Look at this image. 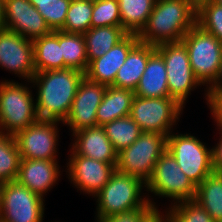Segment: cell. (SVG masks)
Returning a JSON list of instances; mask_svg holds the SVG:
<instances>
[{
	"label": "cell",
	"mask_w": 222,
	"mask_h": 222,
	"mask_svg": "<svg viewBox=\"0 0 222 222\" xmlns=\"http://www.w3.org/2000/svg\"><path fill=\"white\" fill-rule=\"evenodd\" d=\"M84 73L72 68L35 73L30 83L36 86L39 119L63 123L67 118Z\"/></svg>",
	"instance_id": "6da1fadb"
},
{
	"label": "cell",
	"mask_w": 222,
	"mask_h": 222,
	"mask_svg": "<svg viewBox=\"0 0 222 222\" xmlns=\"http://www.w3.org/2000/svg\"><path fill=\"white\" fill-rule=\"evenodd\" d=\"M197 11L185 0H156L139 42L159 45L179 42L196 25Z\"/></svg>",
	"instance_id": "7a4b0ae2"
},
{
	"label": "cell",
	"mask_w": 222,
	"mask_h": 222,
	"mask_svg": "<svg viewBox=\"0 0 222 222\" xmlns=\"http://www.w3.org/2000/svg\"><path fill=\"white\" fill-rule=\"evenodd\" d=\"M144 185V186H143ZM146 184L136 176L115 171L102 190L95 195L97 198V216L101 220L118 213L142 208L148 201L154 208L158 207L151 199L140 196ZM156 206V207H155Z\"/></svg>",
	"instance_id": "3957f363"
},
{
	"label": "cell",
	"mask_w": 222,
	"mask_h": 222,
	"mask_svg": "<svg viewBox=\"0 0 222 222\" xmlns=\"http://www.w3.org/2000/svg\"><path fill=\"white\" fill-rule=\"evenodd\" d=\"M30 88L14 81L0 82V132L15 135L37 121Z\"/></svg>",
	"instance_id": "277c9868"
},
{
	"label": "cell",
	"mask_w": 222,
	"mask_h": 222,
	"mask_svg": "<svg viewBox=\"0 0 222 222\" xmlns=\"http://www.w3.org/2000/svg\"><path fill=\"white\" fill-rule=\"evenodd\" d=\"M166 149L165 135L142 132L134 143L117 154L116 171L136 176L146 184L156 162Z\"/></svg>",
	"instance_id": "5b68a950"
},
{
	"label": "cell",
	"mask_w": 222,
	"mask_h": 222,
	"mask_svg": "<svg viewBox=\"0 0 222 222\" xmlns=\"http://www.w3.org/2000/svg\"><path fill=\"white\" fill-rule=\"evenodd\" d=\"M188 51L191 69L199 82L209 88L218 77L222 43L197 24L181 40Z\"/></svg>",
	"instance_id": "8992f818"
},
{
	"label": "cell",
	"mask_w": 222,
	"mask_h": 222,
	"mask_svg": "<svg viewBox=\"0 0 222 222\" xmlns=\"http://www.w3.org/2000/svg\"><path fill=\"white\" fill-rule=\"evenodd\" d=\"M178 166L197 187L214 172L213 149L207 148L191 134H173L167 137V149Z\"/></svg>",
	"instance_id": "52a82bcc"
},
{
	"label": "cell",
	"mask_w": 222,
	"mask_h": 222,
	"mask_svg": "<svg viewBox=\"0 0 222 222\" xmlns=\"http://www.w3.org/2000/svg\"><path fill=\"white\" fill-rule=\"evenodd\" d=\"M155 49L162 55L165 63L170 97L185 107L191 91L202 85L191 69L185 44L182 41L165 42L156 45Z\"/></svg>",
	"instance_id": "ba28073f"
},
{
	"label": "cell",
	"mask_w": 222,
	"mask_h": 222,
	"mask_svg": "<svg viewBox=\"0 0 222 222\" xmlns=\"http://www.w3.org/2000/svg\"><path fill=\"white\" fill-rule=\"evenodd\" d=\"M183 108L172 97L143 98L135 95L129 116L142 132H155L168 137Z\"/></svg>",
	"instance_id": "9c48e42d"
},
{
	"label": "cell",
	"mask_w": 222,
	"mask_h": 222,
	"mask_svg": "<svg viewBox=\"0 0 222 222\" xmlns=\"http://www.w3.org/2000/svg\"><path fill=\"white\" fill-rule=\"evenodd\" d=\"M145 186L146 191L154 193L155 196L169 197L174 201L173 204L195 200L196 197V186L188 179L168 150L159 157Z\"/></svg>",
	"instance_id": "30bf717a"
},
{
	"label": "cell",
	"mask_w": 222,
	"mask_h": 222,
	"mask_svg": "<svg viewBox=\"0 0 222 222\" xmlns=\"http://www.w3.org/2000/svg\"><path fill=\"white\" fill-rule=\"evenodd\" d=\"M44 201L16 180L4 182L0 195V222H42Z\"/></svg>",
	"instance_id": "8fae6325"
},
{
	"label": "cell",
	"mask_w": 222,
	"mask_h": 222,
	"mask_svg": "<svg viewBox=\"0 0 222 222\" xmlns=\"http://www.w3.org/2000/svg\"><path fill=\"white\" fill-rule=\"evenodd\" d=\"M56 120L38 119L14 137L21 159L57 160L58 125Z\"/></svg>",
	"instance_id": "7c38bea8"
},
{
	"label": "cell",
	"mask_w": 222,
	"mask_h": 222,
	"mask_svg": "<svg viewBox=\"0 0 222 222\" xmlns=\"http://www.w3.org/2000/svg\"><path fill=\"white\" fill-rule=\"evenodd\" d=\"M0 67L30 82L36 73L32 40L0 28Z\"/></svg>",
	"instance_id": "4fadbf2b"
},
{
	"label": "cell",
	"mask_w": 222,
	"mask_h": 222,
	"mask_svg": "<svg viewBox=\"0 0 222 222\" xmlns=\"http://www.w3.org/2000/svg\"><path fill=\"white\" fill-rule=\"evenodd\" d=\"M107 86L84 77L72 102L70 112L63 122L72 133L97 127L96 112L101 104Z\"/></svg>",
	"instance_id": "5bb4252c"
},
{
	"label": "cell",
	"mask_w": 222,
	"mask_h": 222,
	"mask_svg": "<svg viewBox=\"0 0 222 222\" xmlns=\"http://www.w3.org/2000/svg\"><path fill=\"white\" fill-rule=\"evenodd\" d=\"M69 155L66 172H68L70 182H73L74 186L85 194L91 193L90 196L97 195L116 171L114 164L78 155L73 150Z\"/></svg>",
	"instance_id": "9a60e30c"
},
{
	"label": "cell",
	"mask_w": 222,
	"mask_h": 222,
	"mask_svg": "<svg viewBox=\"0 0 222 222\" xmlns=\"http://www.w3.org/2000/svg\"><path fill=\"white\" fill-rule=\"evenodd\" d=\"M3 28L32 41L51 32L30 0H5Z\"/></svg>",
	"instance_id": "2e32d148"
},
{
	"label": "cell",
	"mask_w": 222,
	"mask_h": 222,
	"mask_svg": "<svg viewBox=\"0 0 222 222\" xmlns=\"http://www.w3.org/2000/svg\"><path fill=\"white\" fill-rule=\"evenodd\" d=\"M139 42L137 34H128L103 56L89 62L85 77L90 81L112 86L119 68L126 61L130 50Z\"/></svg>",
	"instance_id": "e0dca14e"
},
{
	"label": "cell",
	"mask_w": 222,
	"mask_h": 222,
	"mask_svg": "<svg viewBox=\"0 0 222 222\" xmlns=\"http://www.w3.org/2000/svg\"><path fill=\"white\" fill-rule=\"evenodd\" d=\"M57 160L21 159L16 181L42 198L61 175Z\"/></svg>",
	"instance_id": "ac0fdd59"
},
{
	"label": "cell",
	"mask_w": 222,
	"mask_h": 222,
	"mask_svg": "<svg viewBox=\"0 0 222 222\" xmlns=\"http://www.w3.org/2000/svg\"><path fill=\"white\" fill-rule=\"evenodd\" d=\"M73 136L75 140L71 148L76 154L116 166L118 153L102 126L80 130Z\"/></svg>",
	"instance_id": "d6986e66"
},
{
	"label": "cell",
	"mask_w": 222,
	"mask_h": 222,
	"mask_svg": "<svg viewBox=\"0 0 222 222\" xmlns=\"http://www.w3.org/2000/svg\"><path fill=\"white\" fill-rule=\"evenodd\" d=\"M155 45L138 42L127 55L126 61L117 71L112 86L135 91Z\"/></svg>",
	"instance_id": "ffe728a7"
},
{
	"label": "cell",
	"mask_w": 222,
	"mask_h": 222,
	"mask_svg": "<svg viewBox=\"0 0 222 222\" xmlns=\"http://www.w3.org/2000/svg\"><path fill=\"white\" fill-rule=\"evenodd\" d=\"M134 93L143 98L170 97L165 63L157 50L149 56L145 71Z\"/></svg>",
	"instance_id": "44dd1931"
},
{
	"label": "cell",
	"mask_w": 222,
	"mask_h": 222,
	"mask_svg": "<svg viewBox=\"0 0 222 222\" xmlns=\"http://www.w3.org/2000/svg\"><path fill=\"white\" fill-rule=\"evenodd\" d=\"M135 93L128 89L107 86L96 116L97 125L103 126L113 120L128 116Z\"/></svg>",
	"instance_id": "7402d4cb"
},
{
	"label": "cell",
	"mask_w": 222,
	"mask_h": 222,
	"mask_svg": "<svg viewBox=\"0 0 222 222\" xmlns=\"http://www.w3.org/2000/svg\"><path fill=\"white\" fill-rule=\"evenodd\" d=\"M35 72L64 69V59L59 45V31H51L32 41Z\"/></svg>",
	"instance_id": "603a6c76"
},
{
	"label": "cell",
	"mask_w": 222,
	"mask_h": 222,
	"mask_svg": "<svg viewBox=\"0 0 222 222\" xmlns=\"http://www.w3.org/2000/svg\"><path fill=\"white\" fill-rule=\"evenodd\" d=\"M127 35L128 33L121 26L90 28L83 34L88 63L93 59L103 56Z\"/></svg>",
	"instance_id": "cb8c5ba5"
},
{
	"label": "cell",
	"mask_w": 222,
	"mask_h": 222,
	"mask_svg": "<svg viewBox=\"0 0 222 222\" xmlns=\"http://www.w3.org/2000/svg\"><path fill=\"white\" fill-rule=\"evenodd\" d=\"M198 202L215 222H222V174L213 172L196 187Z\"/></svg>",
	"instance_id": "d4e9b609"
},
{
	"label": "cell",
	"mask_w": 222,
	"mask_h": 222,
	"mask_svg": "<svg viewBox=\"0 0 222 222\" xmlns=\"http://www.w3.org/2000/svg\"><path fill=\"white\" fill-rule=\"evenodd\" d=\"M156 0H118L121 27L128 34H139L146 26Z\"/></svg>",
	"instance_id": "484cf974"
},
{
	"label": "cell",
	"mask_w": 222,
	"mask_h": 222,
	"mask_svg": "<svg viewBox=\"0 0 222 222\" xmlns=\"http://www.w3.org/2000/svg\"><path fill=\"white\" fill-rule=\"evenodd\" d=\"M59 45L64 59V69L72 68L85 73L89 63L83 34L60 30Z\"/></svg>",
	"instance_id": "4316f807"
},
{
	"label": "cell",
	"mask_w": 222,
	"mask_h": 222,
	"mask_svg": "<svg viewBox=\"0 0 222 222\" xmlns=\"http://www.w3.org/2000/svg\"><path fill=\"white\" fill-rule=\"evenodd\" d=\"M117 153L134 143L141 135V128L128 115L102 126Z\"/></svg>",
	"instance_id": "83f0119b"
},
{
	"label": "cell",
	"mask_w": 222,
	"mask_h": 222,
	"mask_svg": "<svg viewBox=\"0 0 222 222\" xmlns=\"http://www.w3.org/2000/svg\"><path fill=\"white\" fill-rule=\"evenodd\" d=\"M21 156L14 135L0 132V180L15 181L20 167Z\"/></svg>",
	"instance_id": "f1b7e54d"
},
{
	"label": "cell",
	"mask_w": 222,
	"mask_h": 222,
	"mask_svg": "<svg viewBox=\"0 0 222 222\" xmlns=\"http://www.w3.org/2000/svg\"><path fill=\"white\" fill-rule=\"evenodd\" d=\"M93 2L72 0L62 31L84 34L91 28Z\"/></svg>",
	"instance_id": "f546056e"
},
{
	"label": "cell",
	"mask_w": 222,
	"mask_h": 222,
	"mask_svg": "<svg viewBox=\"0 0 222 222\" xmlns=\"http://www.w3.org/2000/svg\"><path fill=\"white\" fill-rule=\"evenodd\" d=\"M72 0L30 1L46 21L51 31L63 29L67 11Z\"/></svg>",
	"instance_id": "4dcf8cb0"
},
{
	"label": "cell",
	"mask_w": 222,
	"mask_h": 222,
	"mask_svg": "<svg viewBox=\"0 0 222 222\" xmlns=\"http://www.w3.org/2000/svg\"><path fill=\"white\" fill-rule=\"evenodd\" d=\"M172 205L170 210L166 211L171 222H215L195 200L182 201Z\"/></svg>",
	"instance_id": "1f68e13d"
},
{
	"label": "cell",
	"mask_w": 222,
	"mask_h": 222,
	"mask_svg": "<svg viewBox=\"0 0 222 222\" xmlns=\"http://www.w3.org/2000/svg\"><path fill=\"white\" fill-rule=\"evenodd\" d=\"M196 24L222 43V6L213 0L197 10Z\"/></svg>",
	"instance_id": "d6a6232c"
},
{
	"label": "cell",
	"mask_w": 222,
	"mask_h": 222,
	"mask_svg": "<svg viewBox=\"0 0 222 222\" xmlns=\"http://www.w3.org/2000/svg\"><path fill=\"white\" fill-rule=\"evenodd\" d=\"M107 26H121L118 0L93 2L91 28Z\"/></svg>",
	"instance_id": "836d02e7"
},
{
	"label": "cell",
	"mask_w": 222,
	"mask_h": 222,
	"mask_svg": "<svg viewBox=\"0 0 222 222\" xmlns=\"http://www.w3.org/2000/svg\"><path fill=\"white\" fill-rule=\"evenodd\" d=\"M157 210L148 201L142 208L118 213L97 222H146Z\"/></svg>",
	"instance_id": "e575fe53"
},
{
	"label": "cell",
	"mask_w": 222,
	"mask_h": 222,
	"mask_svg": "<svg viewBox=\"0 0 222 222\" xmlns=\"http://www.w3.org/2000/svg\"><path fill=\"white\" fill-rule=\"evenodd\" d=\"M205 97L213 119L219 127L217 129L222 131V93H206Z\"/></svg>",
	"instance_id": "d590c367"
},
{
	"label": "cell",
	"mask_w": 222,
	"mask_h": 222,
	"mask_svg": "<svg viewBox=\"0 0 222 222\" xmlns=\"http://www.w3.org/2000/svg\"><path fill=\"white\" fill-rule=\"evenodd\" d=\"M221 137L215 147H213V168L214 172L222 174V131Z\"/></svg>",
	"instance_id": "8d00e7d4"
},
{
	"label": "cell",
	"mask_w": 222,
	"mask_h": 222,
	"mask_svg": "<svg viewBox=\"0 0 222 222\" xmlns=\"http://www.w3.org/2000/svg\"><path fill=\"white\" fill-rule=\"evenodd\" d=\"M206 89V93H222V61L218 77L216 78L215 82L209 88L206 87Z\"/></svg>",
	"instance_id": "74e56055"
},
{
	"label": "cell",
	"mask_w": 222,
	"mask_h": 222,
	"mask_svg": "<svg viewBox=\"0 0 222 222\" xmlns=\"http://www.w3.org/2000/svg\"><path fill=\"white\" fill-rule=\"evenodd\" d=\"M157 210L146 222H171L167 213L165 216Z\"/></svg>",
	"instance_id": "f35d334b"
},
{
	"label": "cell",
	"mask_w": 222,
	"mask_h": 222,
	"mask_svg": "<svg viewBox=\"0 0 222 222\" xmlns=\"http://www.w3.org/2000/svg\"><path fill=\"white\" fill-rule=\"evenodd\" d=\"M189 3L196 11L204 4L209 3L212 0H185Z\"/></svg>",
	"instance_id": "ab89813d"
},
{
	"label": "cell",
	"mask_w": 222,
	"mask_h": 222,
	"mask_svg": "<svg viewBox=\"0 0 222 222\" xmlns=\"http://www.w3.org/2000/svg\"><path fill=\"white\" fill-rule=\"evenodd\" d=\"M4 2L5 0H0V28H3L4 22Z\"/></svg>",
	"instance_id": "60d3db41"
},
{
	"label": "cell",
	"mask_w": 222,
	"mask_h": 222,
	"mask_svg": "<svg viewBox=\"0 0 222 222\" xmlns=\"http://www.w3.org/2000/svg\"><path fill=\"white\" fill-rule=\"evenodd\" d=\"M215 3L219 4L220 6H222V0H213Z\"/></svg>",
	"instance_id": "b9f144b4"
},
{
	"label": "cell",
	"mask_w": 222,
	"mask_h": 222,
	"mask_svg": "<svg viewBox=\"0 0 222 222\" xmlns=\"http://www.w3.org/2000/svg\"><path fill=\"white\" fill-rule=\"evenodd\" d=\"M2 186H3V182L0 180V195H1Z\"/></svg>",
	"instance_id": "7bdbcfd3"
},
{
	"label": "cell",
	"mask_w": 222,
	"mask_h": 222,
	"mask_svg": "<svg viewBox=\"0 0 222 222\" xmlns=\"http://www.w3.org/2000/svg\"><path fill=\"white\" fill-rule=\"evenodd\" d=\"M85 1H91V2H95V1H97V0H85Z\"/></svg>",
	"instance_id": "ee69618b"
},
{
	"label": "cell",
	"mask_w": 222,
	"mask_h": 222,
	"mask_svg": "<svg viewBox=\"0 0 222 222\" xmlns=\"http://www.w3.org/2000/svg\"><path fill=\"white\" fill-rule=\"evenodd\" d=\"M30 1H46V0H30Z\"/></svg>",
	"instance_id": "f6af8a7d"
}]
</instances>
